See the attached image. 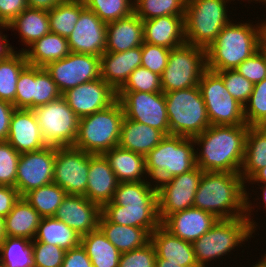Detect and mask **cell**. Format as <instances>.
<instances>
[{
  "label": "cell",
  "instance_id": "6da1fadb",
  "mask_svg": "<svg viewBox=\"0 0 266 267\" xmlns=\"http://www.w3.org/2000/svg\"><path fill=\"white\" fill-rule=\"evenodd\" d=\"M248 125H210L193 137L197 166L204 172L240 173ZM201 149V150H200Z\"/></svg>",
  "mask_w": 266,
  "mask_h": 267
},
{
  "label": "cell",
  "instance_id": "7a4b0ae2",
  "mask_svg": "<svg viewBox=\"0 0 266 267\" xmlns=\"http://www.w3.org/2000/svg\"><path fill=\"white\" fill-rule=\"evenodd\" d=\"M101 213L115 224L144 228L152 233L161 225L156 184L119 182L111 202L101 208Z\"/></svg>",
  "mask_w": 266,
  "mask_h": 267
},
{
  "label": "cell",
  "instance_id": "3957f363",
  "mask_svg": "<svg viewBox=\"0 0 266 267\" xmlns=\"http://www.w3.org/2000/svg\"><path fill=\"white\" fill-rule=\"evenodd\" d=\"M247 188L240 173L203 172L193 207L218 219L245 217Z\"/></svg>",
  "mask_w": 266,
  "mask_h": 267
},
{
  "label": "cell",
  "instance_id": "277c9868",
  "mask_svg": "<svg viewBox=\"0 0 266 267\" xmlns=\"http://www.w3.org/2000/svg\"><path fill=\"white\" fill-rule=\"evenodd\" d=\"M253 23L249 20L234 23L232 19L226 24L206 49L207 69L215 72L236 69L256 53L261 48V20Z\"/></svg>",
  "mask_w": 266,
  "mask_h": 267
},
{
  "label": "cell",
  "instance_id": "5b68a950",
  "mask_svg": "<svg viewBox=\"0 0 266 267\" xmlns=\"http://www.w3.org/2000/svg\"><path fill=\"white\" fill-rule=\"evenodd\" d=\"M253 233L256 232L246 217L218 219L209 231L192 243L198 265L209 267L212 260L213 264L217 259H224L223 256L229 257V254L239 250L238 247L242 248L251 237L254 238Z\"/></svg>",
  "mask_w": 266,
  "mask_h": 267
},
{
  "label": "cell",
  "instance_id": "8992f818",
  "mask_svg": "<svg viewBox=\"0 0 266 267\" xmlns=\"http://www.w3.org/2000/svg\"><path fill=\"white\" fill-rule=\"evenodd\" d=\"M123 119L118 99L109 107L80 118L73 147L89 154H104L119 145Z\"/></svg>",
  "mask_w": 266,
  "mask_h": 267
},
{
  "label": "cell",
  "instance_id": "52a82bcc",
  "mask_svg": "<svg viewBox=\"0 0 266 267\" xmlns=\"http://www.w3.org/2000/svg\"><path fill=\"white\" fill-rule=\"evenodd\" d=\"M195 148L193 138L166 135L145 156L149 179L157 185L164 180L194 169L197 166Z\"/></svg>",
  "mask_w": 266,
  "mask_h": 267
},
{
  "label": "cell",
  "instance_id": "ba28073f",
  "mask_svg": "<svg viewBox=\"0 0 266 267\" xmlns=\"http://www.w3.org/2000/svg\"><path fill=\"white\" fill-rule=\"evenodd\" d=\"M231 2L232 0H187L184 17L186 43L207 49L231 21L227 13V5Z\"/></svg>",
  "mask_w": 266,
  "mask_h": 267
},
{
  "label": "cell",
  "instance_id": "9c48e42d",
  "mask_svg": "<svg viewBox=\"0 0 266 267\" xmlns=\"http://www.w3.org/2000/svg\"><path fill=\"white\" fill-rule=\"evenodd\" d=\"M170 135L193 138L211 124L198 86L164 93Z\"/></svg>",
  "mask_w": 266,
  "mask_h": 267
},
{
  "label": "cell",
  "instance_id": "30bf717a",
  "mask_svg": "<svg viewBox=\"0 0 266 267\" xmlns=\"http://www.w3.org/2000/svg\"><path fill=\"white\" fill-rule=\"evenodd\" d=\"M206 70V49L187 43L171 49L160 76L163 93L198 86Z\"/></svg>",
  "mask_w": 266,
  "mask_h": 267
},
{
  "label": "cell",
  "instance_id": "8fae6325",
  "mask_svg": "<svg viewBox=\"0 0 266 267\" xmlns=\"http://www.w3.org/2000/svg\"><path fill=\"white\" fill-rule=\"evenodd\" d=\"M47 146H73L78 134L79 117L60 98L32 109Z\"/></svg>",
  "mask_w": 266,
  "mask_h": 267
},
{
  "label": "cell",
  "instance_id": "7c38bea8",
  "mask_svg": "<svg viewBox=\"0 0 266 267\" xmlns=\"http://www.w3.org/2000/svg\"><path fill=\"white\" fill-rule=\"evenodd\" d=\"M211 125H247L244 106L227 91L222 77L207 69L198 84Z\"/></svg>",
  "mask_w": 266,
  "mask_h": 267
},
{
  "label": "cell",
  "instance_id": "4fadbf2b",
  "mask_svg": "<svg viewBox=\"0 0 266 267\" xmlns=\"http://www.w3.org/2000/svg\"><path fill=\"white\" fill-rule=\"evenodd\" d=\"M203 172L196 166L186 173L169 178L156 185L160 222L177 211L193 207L195 193Z\"/></svg>",
  "mask_w": 266,
  "mask_h": 267
},
{
  "label": "cell",
  "instance_id": "5bb4252c",
  "mask_svg": "<svg viewBox=\"0 0 266 267\" xmlns=\"http://www.w3.org/2000/svg\"><path fill=\"white\" fill-rule=\"evenodd\" d=\"M124 117L170 135L166 101L163 92H117Z\"/></svg>",
  "mask_w": 266,
  "mask_h": 267
},
{
  "label": "cell",
  "instance_id": "9a60e30c",
  "mask_svg": "<svg viewBox=\"0 0 266 267\" xmlns=\"http://www.w3.org/2000/svg\"><path fill=\"white\" fill-rule=\"evenodd\" d=\"M45 70L61 94L100 77V56L70 52L66 57L48 63Z\"/></svg>",
  "mask_w": 266,
  "mask_h": 267
},
{
  "label": "cell",
  "instance_id": "2e32d148",
  "mask_svg": "<svg viewBox=\"0 0 266 267\" xmlns=\"http://www.w3.org/2000/svg\"><path fill=\"white\" fill-rule=\"evenodd\" d=\"M89 171V153L73 146L56 147L53 183L67 195L86 194Z\"/></svg>",
  "mask_w": 266,
  "mask_h": 267
},
{
  "label": "cell",
  "instance_id": "e0dca14e",
  "mask_svg": "<svg viewBox=\"0 0 266 267\" xmlns=\"http://www.w3.org/2000/svg\"><path fill=\"white\" fill-rule=\"evenodd\" d=\"M56 147L44 148L20 154L15 188L23 197L26 193L53 183Z\"/></svg>",
  "mask_w": 266,
  "mask_h": 267
},
{
  "label": "cell",
  "instance_id": "ac0fdd59",
  "mask_svg": "<svg viewBox=\"0 0 266 267\" xmlns=\"http://www.w3.org/2000/svg\"><path fill=\"white\" fill-rule=\"evenodd\" d=\"M62 97L74 113L82 118L112 105L117 100V92L99 78L67 90Z\"/></svg>",
  "mask_w": 266,
  "mask_h": 267
},
{
  "label": "cell",
  "instance_id": "d6986e66",
  "mask_svg": "<svg viewBox=\"0 0 266 267\" xmlns=\"http://www.w3.org/2000/svg\"><path fill=\"white\" fill-rule=\"evenodd\" d=\"M107 24L85 7L67 38L70 52L102 56L106 47Z\"/></svg>",
  "mask_w": 266,
  "mask_h": 267
},
{
  "label": "cell",
  "instance_id": "ffe728a7",
  "mask_svg": "<svg viewBox=\"0 0 266 267\" xmlns=\"http://www.w3.org/2000/svg\"><path fill=\"white\" fill-rule=\"evenodd\" d=\"M101 207L82 195H66L54 218L65 222L81 236L99 226Z\"/></svg>",
  "mask_w": 266,
  "mask_h": 267
},
{
  "label": "cell",
  "instance_id": "44dd1931",
  "mask_svg": "<svg viewBox=\"0 0 266 267\" xmlns=\"http://www.w3.org/2000/svg\"><path fill=\"white\" fill-rule=\"evenodd\" d=\"M217 220L212 213L191 207L167 216L161 225L178 238L193 243L209 231Z\"/></svg>",
  "mask_w": 266,
  "mask_h": 267
},
{
  "label": "cell",
  "instance_id": "7402d4cb",
  "mask_svg": "<svg viewBox=\"0 0 266 267\" xmlns=\"http://www.w3.org/2000/svg\"><path fill=\"white\" fill-rule=\"evenodd\" d=\"M7 142L20 154L37 151L47 146L31 109L14 110Z\"/></svg>",
  "mask_w": 266,
  "mask_h": 267
},
{
  "label": "cell",
  "instance_id": "603a6c76",
  "mask_svg": "<svg viewBox=\"0 0 266 267\" xmlns=\"http://www.w3.org/2000/svg\"><path fill=\"white\" fill-rule=\"evenodd\" d=\"M85 197L101 208L111 202L119 181L103 154H89Z\"/></svg>",
  "mask_w": 266,
  "mask_h": 267
},
{
  "label": "cell",
  "instance_id": "cb8c5ba5",
  "mask_svg": "<svg viewBox=\"0 0 266 267\" xmlns=\"http://www.w3.org/2000/svg\"><path fill=\"white\" fill-rule=\"evenodd\" d=\"M141 62V46L119 53L104 52L100 57V77L117 92Z\"/></svg>",
  "mask_w": 266,
  "mask_h": 267
},
{
  "label": "cell",
  "instance_id": "d4e9b609",
  "mask_svg": "<svg viewBox=\"0 0 266 267\" xmlns=\"http://www.w3.org/2000/svg\"><path fill=\"white\" fill-rule=\"evenodd\" d=\"M185 16H161L143 20L144 42L173 49L186 43Z\"/></svg>",
  "mask_w": 266,
  "mask_h": 267
},
{
  "label": "cell",
  "instance_id": "484cf974",
  "mask_svg": "<svg viewBox=\"0 0 266 267\" xmlns=\"http://www.w3.org/2000/svg\"><path fill=\"white\" fill-rule=\"evenodd\" d=\"M151 242L155 247L157 258L166 259L183 267L199 266L193 244L170 233L162 225L151 233Z\"/></svg>",
  "mask_w": 266,
  "mask_h": 267
},
{
  "label": "cell",
  "instance_id": "4316f807",
  "mask_svg": "<svg viewBox=\"0 0 266 267\" xmlns=\"http://www.w3.org/2000/svg\"><path fill=\"white\" fill-rule=\"evenodd\" d=\"M144 43L143 20L134 12L107 23L105 52H125Z\"/></svg>",
  "mask_w": 266,
  "mask_h": 267
},
{
  "label": "cell",
  "instance_id": "83f0119b",
  "mask_svg": "<svg viewBox=\"0 0 266 267\" xmlns=\"http://www.w3.org/2000/svg\"><path fill=\"white\" fill-rule=\"evenodd\" d=\"M165 136L160 130L124 117L119 146L146 156Z\"/></svg>",
  "mask_w": 266,
  "mask_h": 267
},
{
  "label": "cell",
  "instance_id": "f1b7e54d",
  "mask_svg": "<svg viewBox=\"0 0 266 267\" xmlns=\"http://www.w3.org/2000/svg\"><path fill=\"white\" fill-rule=\"evenodd\" d=\"M119 182L151 181L146 172L145 156L119 145L103 154Z\"/></svg>",
  "mask_w": 266,
  "mask_h": 267
},
{
  "label": "cell",
  "instance_id": "f546056e",
  "mask_svg": "<svg viewBox=\"0 0 266 267\" xmlns=\"http://www.w3.org/2000/svg\"><path fill=\"white\" fill-rule=\"evenodd\" d=\"M39 213L23 198L14 204L13 209L4 218L7 237L33 240L41 220Z\"/></svg>",
  "mask_w": 266,
  "mask_h": 267
},
{
  "label": "cell",
  "instance_id": "4dcf8cb0",
  "mask_svg": "<svg viewBox=\"0 0 266 267\" xmlns=\"http://www.w3.org/2000/svg\"><path fill=\"white\" fill-rule=\"evenodd\" d=\"M98 227L121 253L141 248L151 241V233L147 229L115 224L102 213Z\"/></svg>",
  "mask_w": 266,
  "mask_h": 267
},
{
  "label": "cell",
  "instance_id": "1f68e13d",
  "mask_svg": "<svg viewBox=\"0 0 266 267\" xmlns=\"http://www.w3.org/2000/svg\"><path fill=\"white\" fill-rule=\"evenodd\" d=\"M29 65L45 67L48 63L60 60L70 54L68 39L48 33L36 40L28 48H22Z\"/></svg>",
  "mask_w": 266,
  "mask_h": 267
},
{
  "label": "cell",
  "instance_id": "d6a6232c",
  "mask_svg": "<svg viewBox=\"0 0 266 267\" xmlns=\"http://www.w3.org/2000/svg\"><path fill=\"white\" fill-rule=\"evenodd\" d=\"M7 30L17 31L25 47L50 33L48 11L26 8L7 25Z\"/></svg>",
  "mask_w": 266,
  "mask_h": 267
},
{
  "label": "cell",
  "instance_id": "836d02e7",
  "mask_svg": "<svg viewBox=\"0 0 266 267\" xmlns=\"http://www.w3.org/2000/svg\"><path fill=\"white\" fill-rule=\"evenodd\" d=\"M81 245L86 250L93 267H119L121 252L106 238L99 227L81 236Z\"/></svg>",
  "mask_w": 266,
  "mask_h": 267
},
{
  "label": "cell",
  "instance_id": "e575fe53",
  "mask_svg": "<svg viewBox=\"0 0 266 267\" xmlns=\"http://www.w3.org/2000/svg\"><path fill=\"white\" fill-rule=\"evenodd\" d=\"M32 241L50 243L66 251L81 245V235L63 221L54 217H43Z\"/></svg>",
  "mask_w": 266,
  "mask_h": 267
},
{
  "label": "cell",
  "instance_id": "d590c367",
  "mask_svg": "<svg viewBox=\"0 0 266 267\" xmlns=\"http://www.w3.org/2000/svg\"><path fill=\"white\" fill-rule=\"evenodd\" d=\"M266 166V127H249L245 140V157L240 175L245 183Z\"/></svg>",
  "mask_w": 266,
  "mask_h": 267
},
{
  "label": "cell",
  "instance_id": "8d00e7d4",
  "mask_svg": "<svg viewBox=\"0 0 266 267\" xmlns=\"http://www.w3.org/2000/svg\"><path fill=\"white\" fill-rule=\"evenodd\" d=\"M85 7L84 0H66L49 10L50 32L68 38Z\"/></svg>",
  "mask_w": 266,
  "mask_h": 267
},
{
  "label": "cell",
  "instance_id": "74e56055",
  "mask_svg": "<svg viewBox=\"0 0 266 267\" xmlns=\"http://www.w3.org/2000/svg\"><path fill=\"white\" fill-rule=\"evenodd\" d=\"M67 193L51 183L26 193L23 198L43 217H54Z\"/></svg>",
  "mask_w": 266,
  "mask_h": 267
},
{
  "label": "cell",
  "instance_id": "f35d334b",
  "mask_svg": "<svg viewBox=\"0 0 266 267\" xmlns=\"http://www.w3.org/2000/svg\"><path fill=\"white\" fill-rule=\"evenodd\" d=\"M28 65L26 55L17 51L10 58L0 61V100L15 102L17 80L21 71Z\"/></svg>",
  "mask_w": 266,
  "mask_h": 267
},
{
  "label": "cell",
  "instance_id": "ab89813d",
  "mask_svg": "<svg viewBox=\"0 0 266 267\" xmlns=\"http://www.w3.org/2000/svg\"><path fill=\"white\" fill-rule=\"evenodd\" d=\"M0 267H34L32 241L6 237L0 246Z\"/></svg>",
  "mask_w": 266,
  "mask_h": 267
},
{
  "label": "cell",
  "instance_id": "60d3db41",
  "mask_svg": "<svg viewBox=\"0 0 266 267\" xmlns=\"http://www.w3.org/2000/svg\"><path fill=\"white\" fill-rule=\"evenodd\" d=\"M187 0H134V13L142 20L161 16H185Z\"/></svg>",
  "mask_w": 266,
  "mask_h": 267
},
{
  "label": "cell",
  "instance_id": "b9f144b4",
  "mask_svg": "<svg viewBox=\"0 0 266 267\" xmlns=\"http://www.w3.org/2000/svg\"><path fill=\"white\" fill-rule=\"evenodd\" d=\"M134 0H84L104 23H110L130 16L134 12Z\"/></svg>",
  "mask_w": 266,
  "mask_h": 267
},
{
  "label": "cell",
  "instance_id": "7bdbcfd3",
  "mask_svg": "<svg viewBox=\"0 0 266 267\" xmlns=\"http://www.w3.org/2000/svg\"><path fill=\"white\" fill-rule=\"evenodd\" d=\"M244 117L249 127H266V78L254 84L244 105Z\"/></svg>",
  "mask_w": 266,
  "mask_h": 267
},
{
  "label": "cell",
  "instance_id": "ee69618b",
  "mask_svg": "<svg viewBox=\"0 0 266 267\" xmlns=\"http://www.w3.org/2000/svg\"><path fill=\"white\" fill-rule=\"evenodd\" d=\"M62 96L56 83L44 67L34 66V82H32V109L45 105Z\"/></svg>",
  "mask_w": 266,
  "mask_h": 267
},
{
  "label": "cell",
  "instance_id": "f6af8a7d",
  "mask_svg": "<svg viewBox=\"0 0 266 267\" xmlns=\"http://www.w3.org/2000/svg\"><path fill=\"white\" fill-rule=\"evenodd\" d=\"M117 92H163L160 75L139 66L128 77L125 84Z\"/></svg>",
  "mask_w": 266,
  "mask_h": 267
},
{
  "label": "cell",
  "instance_id": "bcb514c9",
  "mask_svg": "<svg viewBox=\"0 0 266 267\" xmlns=\"http://www.w3.org/2000/svg\"><path fill=\"white\" fill-rule=\"evenodd\" d=\"M216 72L222 77L228 93L244 106L253 91L254 84L239 74L235 69Z\"/></svg>",
  "mask_w": 266,
  "mask_h": 267
},
{
  "label": "cell",
  "instance_id": "7dc6e473",
  "mask_svg": "<svg viewBox=\"0 0 266 267\" xmlns=\"http://www.w3.org/2000/svg\"><path fill=\"white\" fill-rule=\"evenodd\" d=\"M18 153L7 141H0V185L15 187Z\"/></svg>",
  "mask_w": 266,
  "mask_h": 267
},
{
  "label": "cell",
  "instance_id": "c3c4849f",
  "mask_svg": "<svg viewBox=\"0 0 266 267\" xmlns=\"http://www.w3.org/2000/svg\"><path fill=\"white\" fill-rule=\"evenodd\" d=\"M34 267H62L65 250L50 243L32 241Z\"/></svg>",
  "mask_w": 266,
  "mask_h": 267
},
{
  "label": "cell",
  "instance_id": "681fc988",
  "mask_svg": "<svg viewBox=\"0 0 266 267\" xmlns=\"http://www.w3.org/2000/svg\"><path fill=\"white\" fill-rule=\"evenodd\" d=\"M141 50V66L161 76L168 64L171 49L144 42Z\"/></svg>",
  "mask_w": 266,
  "mask_h": 267
},
{
  "label": "cell",
  "instance_id": "f907efd6",
  "mask_svg": "<svg viewBox=\"0 0 266 267\" xmlns=\"http://www.w3.org/2000/svg\"><path fill=\"white\" fill-rule=\"evenodd\" d=\"M156 250L150 241L141 248L121 253L119 267H155Z\"/></svg>",
  "mask_w": 266,
  "mask_h": 267
},
{
  "label": "cell",
  "instance_id": "816d5d0a",
  "mask_svg": "<svg viewBox=\"0 0 266 267\" xmlns=\"http://www.w3.org/2000/svg\"><path fill=\"white\" fill-rule=\"evenodd\" d=\"M235 70L253 84L261 82L266 78V53L260 48Z\"/></svg>",
  "mask_w": 266,
  "mask_h": 267
},
{
  "label": "cell",
  "instance_id": "f5cc1de1",
  "mask_svg": "<svg viewBox=\"0 0 266 267\" xmlns=\"http://www.w3.org/2000/svg\"><path fill=\"white\" fill-rule=\"evenodd\" d=\"M32 82H34V66L28 64L17 80V91L13 103L16 109L32 110Z\"/></svg>",
  "mask_w": 266,
  "mask_h": 267
},
{
  "label": "cell",
  "instance_id": "db71d44e",
  "mask_svg": "<svg viewBox=\"0 0 266 267\" xmlns=\"http://www.w3.org/2000/svg\"><path fill=\"white\" fill-rule=\"evenodd\" d=\"M26 8L27 0H0V25L7 26Z\"/></svg>",
  "mask_w": 266,
  "mask_h": 267
},
{
  "label": "cell",
  "instance_id": "11a10c76",
  "mask_svg": "<svg viewBox=\"0 0 266 267\" xmlns=\"http://www.w3.org/2000/svg\"><path fill=\"white\" fill-rule=\"evenodd\" d=\"M62 267H93L82 245L65 251Z\"/></svg>",
  "mask_w": 266,
  "mask_h": 267
},
{
  "label": "cell",
  "instance_id": "9f6ffc18",
  "mask_svg": "<svg viewBox=\"0 0 266 267\" xmlns=\"http://www.w3.org/2000/svg\"><path fill=\"white\" fill-rule=\"evenodd\" d=\"M20 197L15 187L0 185V216L5 218Z\"/></svg>",
  "mask_w": 266,
  "mask_h": 267
},
{
  "label": "cell",
  "instance_id": "6f0895ef",
  "mask_svg": "<svg viewBox=\"0 0 266 267\" xmlns=\"http://www.w3.org/2000/svg\"><path fill=\"white\" fill-rule=\"evenodd\" d=\"M15 109L12 103L0 100V141H7L10 121Z\"/></svg>",
  "mask_w": 266,
  "mask_h": 267
},
{
  "label": "cell",
  "instance_id": "680465c9",
  "mask_svg": "<svg viewBox=\"0 0 266 267\" xmlns=\"http://www.w3.org/2000/svg\"><path fill=\"white\" fill-rule=\"evenodd\" d=\"M258 186H261V187H259L258 189H260L261 191H259V192H261L260 193V197L259 196H257V198H253V202L255 203V202H257V203H255V204H253L252 203V201L250 200V198L252 197V194L251 193H249V191L248 192H246V214H245V217L250 221V223H251V225H252V229H253V231L255 232L256 230H257V227H259L258 226V224L259 223H256V221L255 220H253L254 218H252L251 217V215H253L252 214V212L254 211V207L255 208H257L258 206V201L257 200H259V201H261L262 200V202H259V204H260V206L259 207H261V203H262V205H263V209L264 208H266V183H261V185L260 184H257ZM249 195H251L250 196V198H249ZM253 204V205H252ZM254 206V207H253ZM255 221V222H254Z\"/></svg>",
  "mask_w": 266,
  "mask_h": 267
},
{
  "label": "cell",
  "instance_id": "91938a15",
  "mask_svg": "<svg viewBox=\"0 0 266 267\" xmlns=\"http://www.w3.org/2000/svg\"><path fill=\"white\" fill-rule=\"evenodd\" d=\"M3 29L6 30L8 28L7 26L0 25V61L10 58L17 52L14 46L12 47V45H10L9 41L7 40V35L3 34Z\"/></svg>",
  "mask_w": 266,
  "mask_h": 267
},
{
  "label": "cell",
  "instance_id": "94428289",
  "mask_svg": "<svg viewBox=\"0 0 266 267\" xmlns=\"http://www.w3.org/2000/svg\"><path fill=\"white\" fill-rule=\"evenodd\" d=\"M66 0H27L28 8L49 11Z\"/></svg>",
  "mask_w": 266,
  "mask_h": 267
},
{
  "label": "cell",
  "instance_id": "6125c7cd",
  "mask_svg": "<svg viewBox=\"0 0 266 267\" xmlns=\"http://www.w3.org/2000/svg\"><path fill=\"white\" fill-rule=\"evenodd\" d=\"M246 183L250 184H260L266 183V166L262 169H259Z\"/></svg>",
  "mask_w": 266,
  "mask_h": 267
},
{
  "label": "cell",
  "instance_id": "be15d7a7",
  "mask_svg": "<svg viewBox=\"0 0 266 267\" xmlns=\"http://www.w3.org/2000/svg\"><path fill=\"white\" fill-rule=\"evenodd\" d=\"M261 49L266 53V19L261 20Z\"/></svg>",
  "mask_w": 266,
  "mask_h": 267
},
{
  "label": "cell",
  "instance_id": "e7e4bbea",
  "mask_svg": "<svg viewBox=\"0 0 266 267\" xmlns=\"http://www.w3.org/2000/svg\"><path fill=\"white\" fill-rule=\"evenodd\" d=\"M155 267H183L174 263H166V259L156 258V266ZM192 267H202V266H192Z\"/></svg>",
  "mask_w": 266,
  "mask_h": 267
},
{
  "label": "cell",
  "instance_id": "03108f58",
  "mask_svg": "<svg viewBox=\"0 0 266 267\" xmlns=\"http://www.w3.org/2000/svg\"><path fill=\"white\" fill-rule=\"evenodd\" d=\"M4 218L0 216V246L6 240Z\"/></svg>",
  "mask_w": 266,
  "mask_h": 267
},
{
  "label": "cell",
  "instance_id": "003e7915",
  "mask_svg": "<svg viewBox=\"0 0 266 267\" xmlns=\"http://www.w3.org/2000/svg\"><path fill=\"white\" fill-rule=\"evenodd\" d=\"M258 262L263 266L266 267V251L264 255H262L261 259H258Z\"/></svg>",
  "mask_w": 266,
  "mask_h": 267
},
{
  "label": "cell",
  "instance_id": "a7ac6f4b",
  "mask_svg": "<svg viewBox=\"0 0 266 267\" xmlns=\"http://www.w3.org/2000/svg\"><path fill=\"white\" fill-rule=\"evenodd\" d=\"M233 2L235 1V0H232ZM237 1H239V0H237ZM246 1V0H245ZM248 1V4H249V2L251 3L252 1L255 3V4H257V3H264L263 5H265L266 6V0H247ZM257 1V2H256ZM243 2H244V0H243Z\"/></svg>",
  "mask_w": 266,
  "mask_h": 267
},
{
  "label": "cell",
  "instance_id": "89a4df30",
  "mask_svg": "<svg viewBox=\"0 0 266 267\" xmlns=\"http://www.w3.org/2000/svg\"><path fill=\"white\" fill-rule=\"evenodd\" d=\"M251 267H263V266L259 262L258 263L256 262V264L252 265Z\"/></svg>",
  "mask_w": 266,
  "mask_h": 267
}]
</instances>
